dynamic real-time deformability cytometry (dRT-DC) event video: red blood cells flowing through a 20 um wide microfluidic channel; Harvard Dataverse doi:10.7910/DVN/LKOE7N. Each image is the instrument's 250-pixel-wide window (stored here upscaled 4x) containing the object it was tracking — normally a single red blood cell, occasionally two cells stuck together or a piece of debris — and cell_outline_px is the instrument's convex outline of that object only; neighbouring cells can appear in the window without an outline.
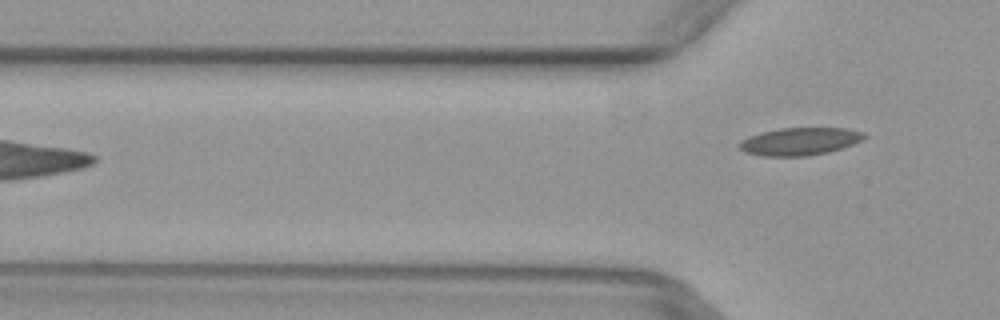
{"species": "common noctule bat (a hibernating species)", "species_latin": "Nyctalus noctula", "temperature_condition": "warm", "stored_images_in_passage": 6, "camera_frame_rate_fps": 3000, "um_per_image_px": 0.085, "animal": {"sex": "female", "body_mass_g": 29.2, "forearm_length_mm": 56.3}, "frame": {"image": 1, "passage_image": 6, "time_ms": 1.667, "image_size_px": [1000, 320], "cell_outline_px": [[868, 136], [852, 144], [828, 152], [804, 156], [764, 156], [744, 152], [740, 148], [740, 144], [748, 136], [760, 132], [780, 128], [844, 128], [864, 132]], "centroid_in_image_um": [67.98, 12.01], "position_along_channel_um": 57.8, "area_um2": 19.88}}